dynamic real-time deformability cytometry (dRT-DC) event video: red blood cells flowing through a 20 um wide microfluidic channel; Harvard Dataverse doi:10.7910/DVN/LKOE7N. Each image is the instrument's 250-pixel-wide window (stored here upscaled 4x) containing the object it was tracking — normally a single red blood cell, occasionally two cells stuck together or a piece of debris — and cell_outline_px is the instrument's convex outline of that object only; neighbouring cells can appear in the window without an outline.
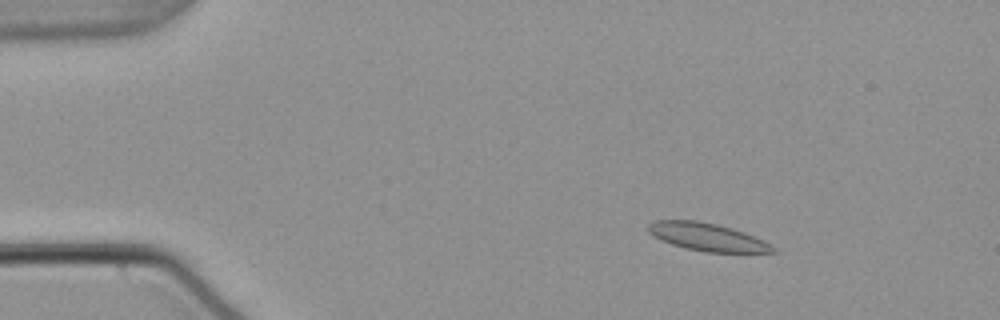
{"species": "common noctule bat (a hibernating species)", "species_latin": "Nyctalus noctula", "temperature_condition": "warm", "stored_images_in_passage": 55, "camera_frame_rate_fps": 3000, "um_per_image_px": 0.085, "animal": {"sex": "male", "body_mass_g": 21.5, "forearm_length_mm": 52.0}, "frame": {"image": 1, "passage_image": 9, "time_ms": 2.667, "image_size_px": [1000, 320], "cell_outline_px": [[780, 252], [704, 252], [672, 244], [648, 232], [648, 224], [656, 220], [696, 220], [716, 224], [732, 228], [744, 232], [776, 248]], "centroid_in_image_um": [60.11, 20.13], "position_along_channel_um": 24.9, "area_um2": 19.71}}
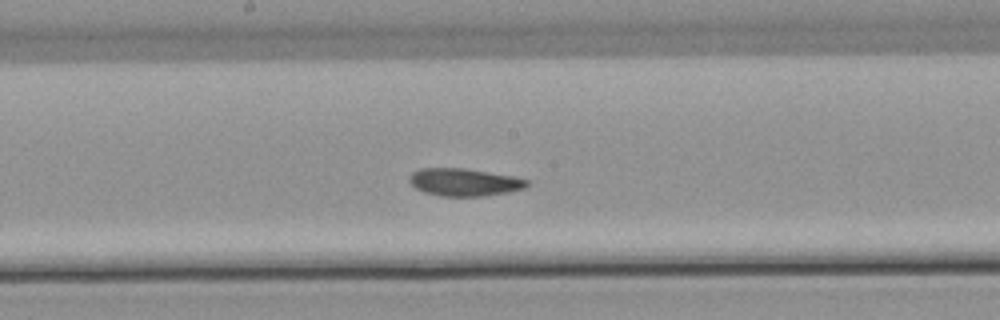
{"frame": {"image": 2, "passage_image": 30, "time_ms": 9.667, "image_size_px": [1000, 320], "cell_outline_px": [[532, 184], [524, 188], [508, 192], [484, 196], [440, 196], [424, 192], [416, 188], [408, 180], [408, 176], [412, 172], [420, 168], [464, 168], [516, 176], [528, 180]], "centroid_in_image_um": [39.48, 15.48], "position_along_channel_um": 208.7, "area_um2": 19.13}}
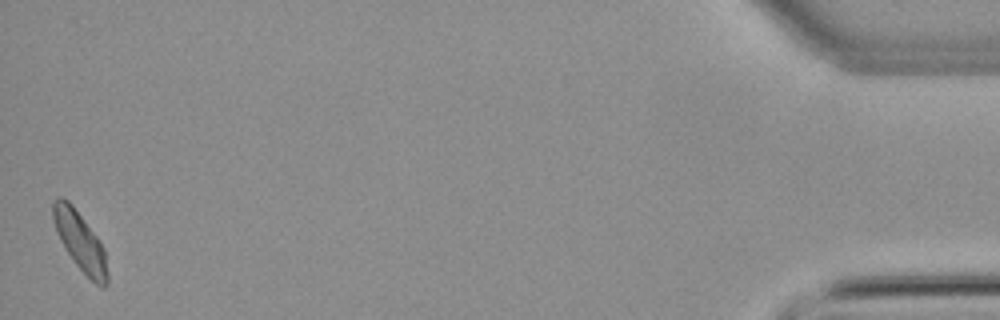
{"frame": {"image": 3, "passage_image": 55, "time_ms": 18.0, "image_size_px": [1000, 320], "cell_outline_px": [[108, 284], [104, 288], [96, 284], [76, 264], [64, 248], [56, 232], [52, 216], [52, 200], [60, 196], [68, 200], [72, 204], [100, 240], [104, 248], [108, 276]], "centroid_in_image_um": [6.8, 20.49], "position_along_channel_um": 428.4, "area_um2": 18.67}, "authors_computed_cell_mechanics": {"area_um2": 19.0162, "velocity_mm_per_s": 3.7659, "shape_relaxation_time_tau1_ms": 5.2599, "shape_relaxation_time_tau2_ms": 2.946, "deformation_change_tau1": 0.1343, "deformation_change_tau2": 0.0604}}